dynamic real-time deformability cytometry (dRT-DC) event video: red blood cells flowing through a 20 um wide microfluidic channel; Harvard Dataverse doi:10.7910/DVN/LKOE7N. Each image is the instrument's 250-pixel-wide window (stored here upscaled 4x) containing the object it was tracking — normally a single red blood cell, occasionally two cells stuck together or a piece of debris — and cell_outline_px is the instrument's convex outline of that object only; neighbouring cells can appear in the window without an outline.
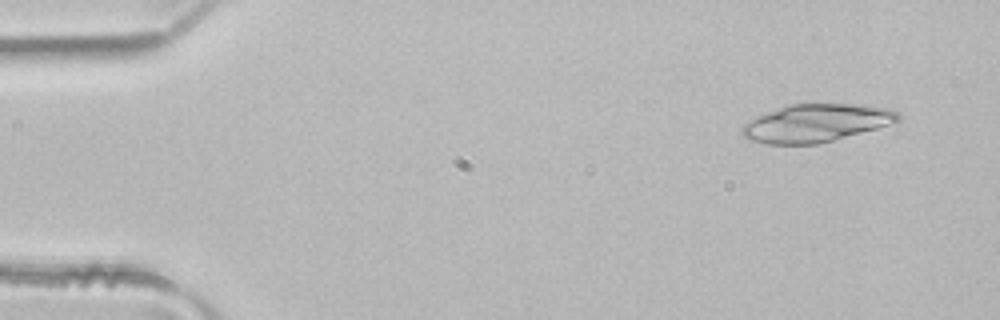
{"species": "common noctule bat (a hibernating species)", "species_latin": "Nyctalus noctula", "temperature_condition": "room temperature", "stored_images_in_passage": 4, "camera_frame_rate_fps": 3000, "um_per_image_px": 0.085, "animal": {"sex": "male", "body_mass_g": 21.5, "forearm_length_mm": 52.0}, "frame": {"image": 1, "passage_image": 1, "time_ms": 0.0, "image_size_px": [1000, 320], "cell_outline_px": [[900, 120], [876, 128], [820, 144], [768, 144], [748, 140], [740, 132], [740, 128], [748, 120], [788, 104], [864, 104], [888, 108], [900, 112]], "centroid_in_image_um": [69.35, 10.46], "position_along_channel_um": 15.6, "area_um2": 34.45}}